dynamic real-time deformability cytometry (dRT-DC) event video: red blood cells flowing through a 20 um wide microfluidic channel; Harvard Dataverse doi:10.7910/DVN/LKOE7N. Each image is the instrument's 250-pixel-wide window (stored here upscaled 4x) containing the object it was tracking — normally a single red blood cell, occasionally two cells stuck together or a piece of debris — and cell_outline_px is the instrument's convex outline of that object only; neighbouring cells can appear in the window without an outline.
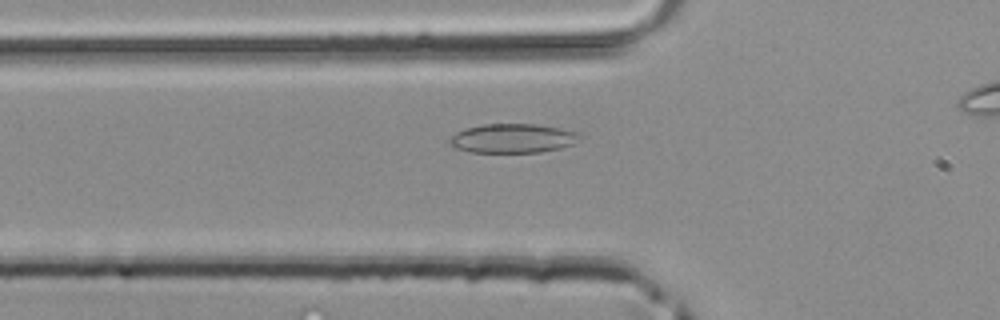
{"species": "common noctule bat (a hibernating species)", "species_latin": "Nyctalus noctula", "temperature_condition": "room temperature", "stored_images_in_passage": 32, "camera_frame_rate_fps": 3000, "um_per_image_px": 0.085, "animal": {"sex": "male", "body_mass_g": 20.4}, "frame": {"image": 1, "passage_image": 9, "time_ms": 2.667, "image_size_px": [1000, 320], "cell_outline_px": [[584, 136], [572, 144], [560, 148], [540, 152], [468, 152], [456, 148], [448, 144], [448, 140], [456, 132], [468, 128], [484, 124], [536, 124], [560, 128], [576, 132]], "centroid_in_image_um": [43.58, 11.76], "position_along_channel_um": 82.2, "area_um2": 22.08}}
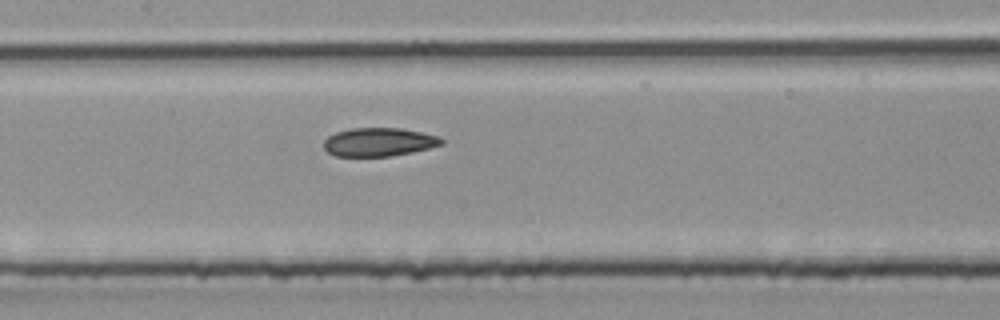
{"frame": {"image": 2, "passage_image": 15, "time_ms": 4.667, "image_size_px": [1000, 320], "cell_outline_px": [[444, 144], [412, 152], [392, 156], [336, 156], [328, 152], [324, 148], [324, 140], [328, 136], [336, 132], [352, 128], [404, 128], [436, 136], [444, 140]], "centroid_in_image_um": [32.19, 12.07], "position_along_channel_um": 175.2, "area_um2": 19.48}}
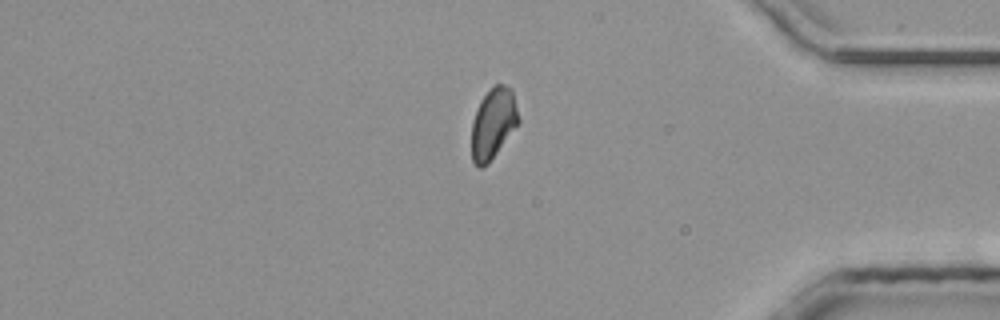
{"frame": {"image": 3, "passage_image": 31, "time_ms": 10.0, "image_size_px": [1000, 320], "cell_outline_px": [[520, 120], [488, 164], [480, 168], [472, 160], [472, 120], [476, 108], [480, 100], [496, 84], [504, 84], [512, 88]], "centroid_in_image_um": [41.91, 10.47], "position_along_channel_um": 393.3, "area_um2": 19.13}}